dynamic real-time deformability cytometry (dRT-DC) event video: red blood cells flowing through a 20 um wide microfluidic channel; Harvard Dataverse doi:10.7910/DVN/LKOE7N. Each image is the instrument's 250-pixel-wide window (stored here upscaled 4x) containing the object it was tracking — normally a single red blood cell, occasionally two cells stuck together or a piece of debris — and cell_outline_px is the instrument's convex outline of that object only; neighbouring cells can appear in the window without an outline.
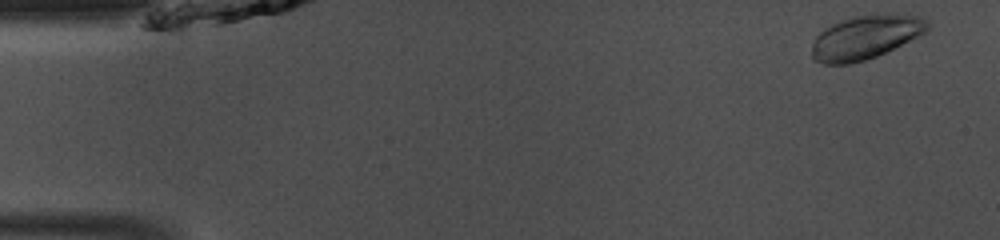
{"species": "common noctule bat (a hibernating species)", "species_latin": "Nyctalus noctula", "temperature_condition": "room temperature", "stored_images_in_passage": 43, "camera_frame_rate_fps": 3000, "um_per_image_px": 0.085, "animal": {"sex": "male", "body_mass_g": 13.0, "forearm_length_mm": 53.1}, "frame": {"image": 1, "passage_image": 1, "time_ms": 0.0, "image_size_px": [1000, 240], "cell_outline_px": [[932, 24], [924, 32], [876, 56], [852, 64], [824, 64], [812, 60], [812, 44], [816, 36], [820, 32], [832, 24], [856, 16], [884, 12], [924, 16]], "centroid_in_image_um": [73.57, 3.14], "position_along_channel_um": 11.4, "area_um2": 29.54}}
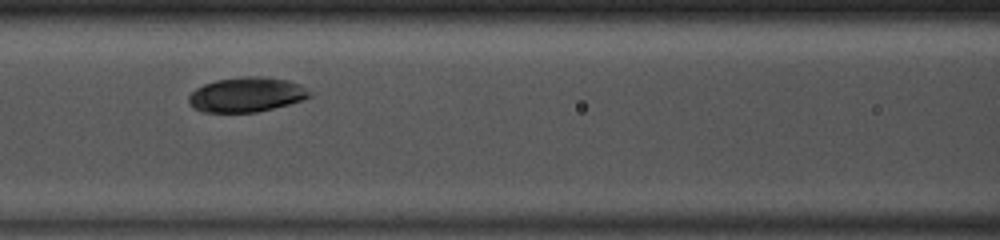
{"frame": {"image": 2, "passage_image": 19, "time_ms": 6.0, "image_size_px": [1000, 240], "cell_outline_px": [[312, 96], [288, 104], [256, 112], [204, 112], [196, 108], [188, 100], [188, 96], [196, 88], [204, 84], [216, 80], [240, 76], [264, 76], [288, 80], [300, 84], [312, 92]], "centroid_in_image_um": [20.98, 8.02], "position_along_channel_um": 145.6, "area_um2": 24.39}}
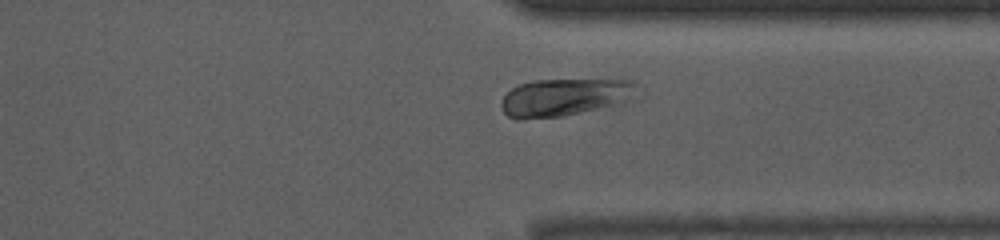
{"frame": {"image": 3, "passage_image": 35, "time_ms": 11.333, "image_size_px": [1000, 240], "cell_outline_px": [[644, 88], [632, 100], [624, 104], [564, 116], [524, 120], [516, 120], [508, 116], [504, 112], [500, 104], [504, 96], [512, 88], [520, 84], [532, 80], [632, 80]], "centroid_in_image_um": [48.11, 8.28], "position_along_channel_um": 363.3, "area_um2": 30.63}, "authors_computed_cell_mechanics": {"area_um2": 26.4146, "velocity_mm_per_s": 4.0934, "shape_relaxation_time_tau1_ms": 0.297, "shape_relaxation_time_tau2_ms": 2.5552, "deformation_change_tau1": 0.0073, "deformation_change_tau2": 0.0306}}